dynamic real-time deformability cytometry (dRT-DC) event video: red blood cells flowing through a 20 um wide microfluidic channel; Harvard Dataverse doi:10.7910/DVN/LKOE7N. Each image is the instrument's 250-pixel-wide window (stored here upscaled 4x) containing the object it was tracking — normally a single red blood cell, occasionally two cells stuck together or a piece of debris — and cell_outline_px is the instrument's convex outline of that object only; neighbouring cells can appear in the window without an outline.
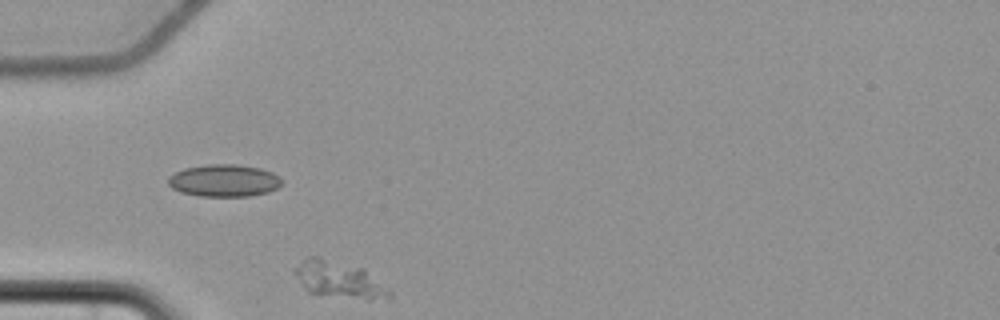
{"species": "common noctule bat (a hibernating species)", "species_latin": "Nyctalus noctula", "temperature_condition": "cold", "stored_images_in_passage": 5, "camera_frame_rate_fps": 3000, "um_per_image_px": 0.085, "animal": {"sex": "female", "body_mass_g": 22.7, "forearm_length_mm": 54.2}, "frame": {"image": 1, "passage_image": 5, "time_ms": 5.0, "image_size_px": [1000, 320], "cell_outline_px": [[392, 300], [368, 300], [308, 292], [304, 288], [292, 272], [292, 268], [308, 256], [320, 256], [360, 268], [388, 288], [392, 292]], "centroid_in_image_um": [28.8, 23.78], "position_along_channel_um": 56.2, "area_um2": 20.17}}